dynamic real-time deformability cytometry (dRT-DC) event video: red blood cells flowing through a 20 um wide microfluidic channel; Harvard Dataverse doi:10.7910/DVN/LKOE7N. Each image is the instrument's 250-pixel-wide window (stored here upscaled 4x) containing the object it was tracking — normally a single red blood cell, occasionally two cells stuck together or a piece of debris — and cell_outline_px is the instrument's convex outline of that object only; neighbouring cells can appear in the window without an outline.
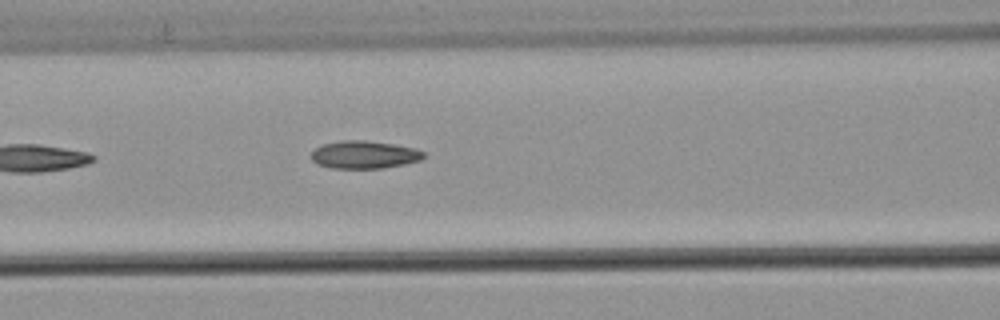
{"species": "common noctule bat (a hibernating species)", "species_latin": "Nyctalus noctula", "temperature_condition": "warm", "stored_images_in_passage": 4, "camera_frame_rate_fps": 3000, "um_per_image_px": 0.085, "animal": {"sex": "male", "body_mass_g": 21.5, "forearm_length_mm": 52.0}, "frame": {"image": 1, "passage_image": 4, "time_ms": 1.0, "image_size_px": [1000, 320], "cell_outline_px": [[424, 156], [420, 160], [404, 164], [384, 168], [332, 168], [316, 164], [308, 156], [316, 148], [324, 144], [340, 140], [364, 140], [392, 144], [416, 148], [424, 152]], "centroid_in_image_um": [30.93, 13.15], "position_along_channel_um": 135.7, "area_um2": 18.21}}